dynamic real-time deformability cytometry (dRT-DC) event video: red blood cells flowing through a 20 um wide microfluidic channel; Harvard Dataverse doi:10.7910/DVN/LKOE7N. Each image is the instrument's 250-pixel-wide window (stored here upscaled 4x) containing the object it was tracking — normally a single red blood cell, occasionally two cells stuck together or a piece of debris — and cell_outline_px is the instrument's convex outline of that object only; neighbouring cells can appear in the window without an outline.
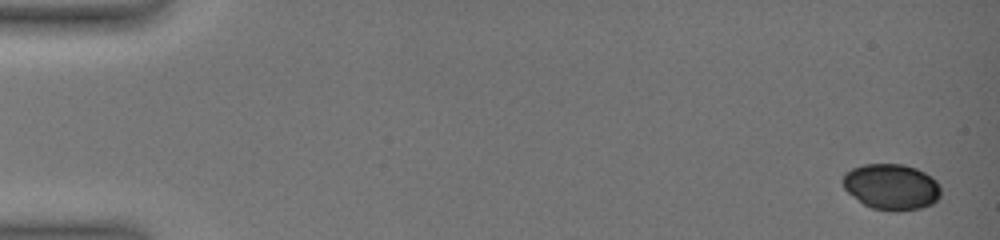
{"species": "common noctule bat (a hibernating species)", "species_latin": "Nyctalus noctula", "temperature_condition": "warm", "stored_images_in_passage": 16, "camera_frame_rate_fps": 3000, "um_per_image_px": 0.085, "animal": {"sex": "female", "body_mass_g": 19.0, "forearm_length_mm": 51.5}, "frame": {"image": 1, "passage_image": 1, "time_ms": 0.0, "image_size_px": [1000, 240], "cell_outline_px": [[940, 196], [932, 204], [920, 208], [896, 212], [872, 208], [864, 204], [848, 192], [844, 188], [840, 180], [844, 172], [852, 168], [864, 164], [904, 164], [916, 168], [932, 176], [940, 184]], "centroid_in_image_um": [75.76, 15.87], "position_along_channel_um": 9.2, "area_um2": 26.47}}
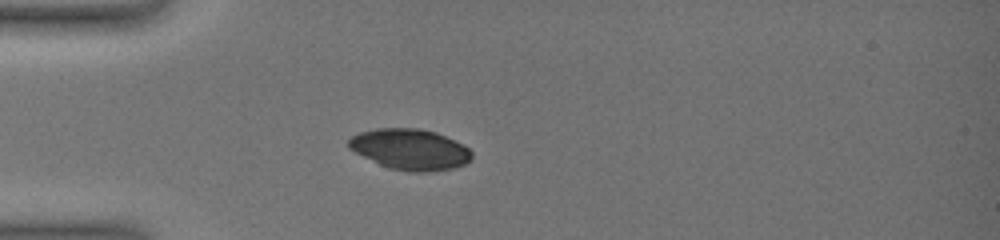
{"frame": {"image": 2, "passage_image": 11, "time_ms": 4.667, "image_size_px": [1000, 240], "cell_outline_px": [[472, 160], [464, 164], [452, 168], [428, 172], [408, 172], [388, 168], [348, 148], [348, 140], [352, 136], [360, 132], [376, 128], [420, 128], [436, 132], [464, 144], [472, 152]], "centroid_in_image_um": [34.88, 12.69], "position_along_channel_um": 50.1, "area_um2": 29.36}}
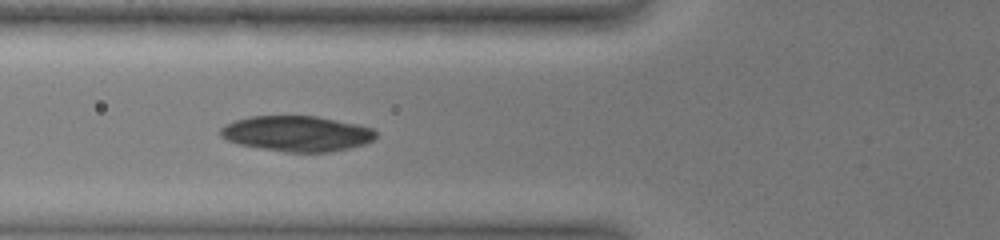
{"frame": {"image": 3, "passage_image": 15, "time_ms": 6.333, "image_size_px": [1000, 240], "cell_outline_px": [[376, 136], [372, 140], [364, 144], [348, 148], [328, 152], [284, 152], [240, 144], [228, 140], [220, 136], [220, 128], [224, 124], [248, 116], [316, 116], [356, 124], [372, 128], [376, 132]], "centroid_in_image_um": [25.21, 11.35], "position_along_channel_um": 100.6, "area_um2": 31.96}}